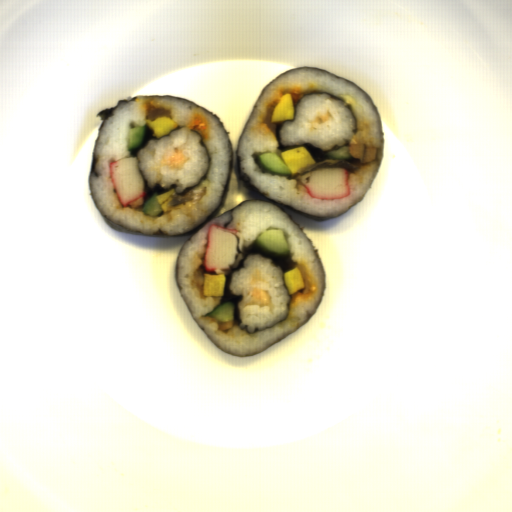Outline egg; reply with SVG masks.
I'll return each instance as SVG.
<instances>
[{"label":"egg","mask_w":512,"mask_h":512,"mask_svg":"<svg viewBox=\"0 0 512 512\" xmlns=\"http://www.w3.org/2000/svg\"><path fill=\"white\" fill-rule=\"evenodd\" d=\"M281 157L284 164L291 171L290 176L298 174L299 171L307 166L316 164L312 154L304 146L283 150Z\"/></svg>","instance_id":"1"},{"label":"egg","mask_w":512,"mask_h":512,"mask_svg":"<svg viewBox=\"0 0 512 512\" xmlns=\"http://www.w3.org/2000/svg\"><path fill=\"white\" fill-rule=\"evenodd\" d=\"M226 277L224 273L203 274L202 296L206 298L224 297Z\"/></svg>","instance_id":"2"},{"label":"egg","mask_w":512,"mask_h":512,"mask_svg":"<svg viewBox=\"0 0 512 512\" xmlns=\"http://www.w3.org/2000/svg\"><path fill=\"white\" fill-rule=\"evenodd\" d=\"M295 104L290 92H285L273 108L270 123H282L294 119Z\"/></svg>","instance_id":"3"},{"label":"egg","mask_w":512,"mask_h":512,"mask_svg":"<svg viewBox=\"0 0 512 512\" xmlns=\"http://www.w3.org/2000/svg\"><path fill=\"white\" fill-rule=\"evenodd\" d=\"M147 127L153 131L152 136L159 139L164 137L173 129H177L179 126L169 115H158L154 120L145 118Z\"/></svg>","instance_id":"4"},{"label":"egg","mask_w":512,"mask_h":512,"mask_svg":"<svg viewBox=\"0 0 512 512\" xmlns=\"http://www.w3.org/2000/svg\"><path fill=\"white\" fill-rule=\"evenodd\" d=\"M283 275L284 285L290 295H295L298 290L305 288L303 276L296 266L290 271H285Z\"/></svg>","instance_id":"5"},{"label":"egg","mask_w":512,"mask_h":512,"mask_svg":"<svg viewBox=\"0 0 512 512\" xmlns=\"http://www.w3.org/2000/svg\"><path fill=\"white\" fill-rule=\"evenodd\" d=\"M174 193H175V189L171 188L169 191H165L164 193H160L156 197V201H157V203L160 206L161 212H167L168 213V212L171 211L172 208H171V206H168V202L170 200H172L171 196H174Z\"/></svg>","instance_id":"6"}]
</instances>
